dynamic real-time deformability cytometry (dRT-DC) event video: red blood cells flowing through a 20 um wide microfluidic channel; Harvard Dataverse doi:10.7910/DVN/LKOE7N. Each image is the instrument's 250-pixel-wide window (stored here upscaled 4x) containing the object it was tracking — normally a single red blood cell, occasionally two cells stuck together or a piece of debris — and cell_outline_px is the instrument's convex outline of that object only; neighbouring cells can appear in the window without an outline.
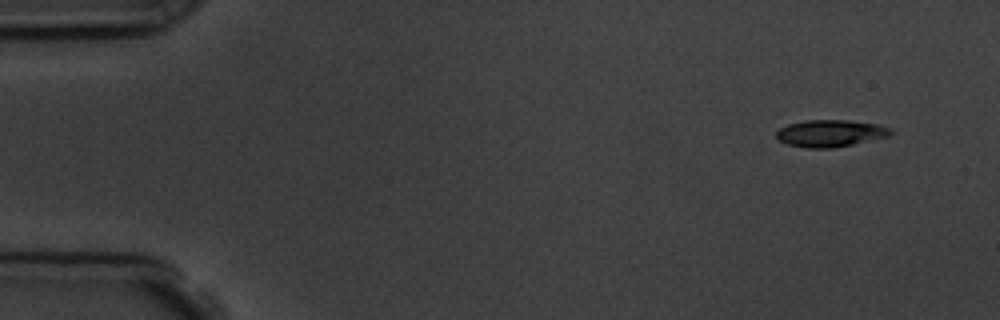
{"species": "common noctule bat (a hibernating species)", "species_latin": "Nyctalus noctula", "temperature_condition": "room temperature", "stored_images_in_passage": 4, "camera_frame_rate_fps": 3000, "um_per_image_px": 0.085, "animal": {"sex": "male", "body_mass_g": 19.5, "forearm_length_mm": 54.6}, "frame": {"image": 1, "passage_image": 1, "time_ms": 0.0, "image_size_px": [1000, 320], "cell_outline_px": [[892, 132], [888, 136], [852, 144], [832, 148], [804, 148], [788, 144], [780, 140], [776, 136], [776, 132], [780, 128], [788, 124], [804, 120], [848, 120], [876, 124], [892, 128]], "centroid_in_image_um": [70.56, 11.32], "position_along_channel_um": 14.4, "area_um2": 17.86}}
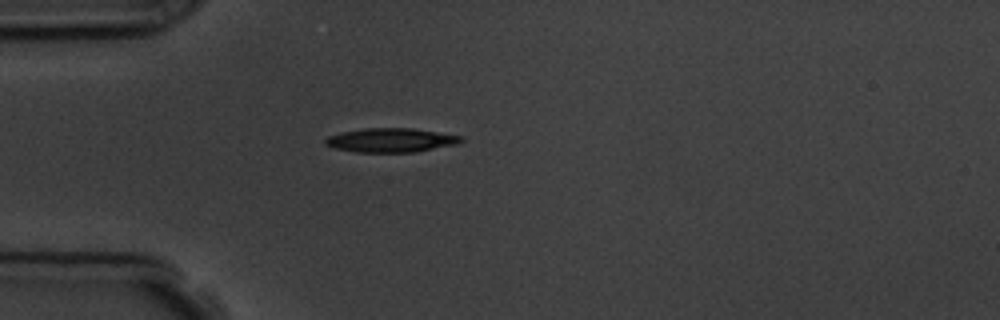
{"frame": {"image": 2, "passage_image": 4, "time_ms": 3.667, "image_size_px": [1000, 320], "cell_outline_px": [[464, 140], [456, 144], [416, 152], [356, 152], [332, 148], [324, 144], [324, 140], [328, 136], [340, 132], [364, 128], [412, 128], [464, 136]], "centroid_in_image_um": [33.2, 11.91], "position_along_channel_um": 51.8, "area_um2": 19.19}}